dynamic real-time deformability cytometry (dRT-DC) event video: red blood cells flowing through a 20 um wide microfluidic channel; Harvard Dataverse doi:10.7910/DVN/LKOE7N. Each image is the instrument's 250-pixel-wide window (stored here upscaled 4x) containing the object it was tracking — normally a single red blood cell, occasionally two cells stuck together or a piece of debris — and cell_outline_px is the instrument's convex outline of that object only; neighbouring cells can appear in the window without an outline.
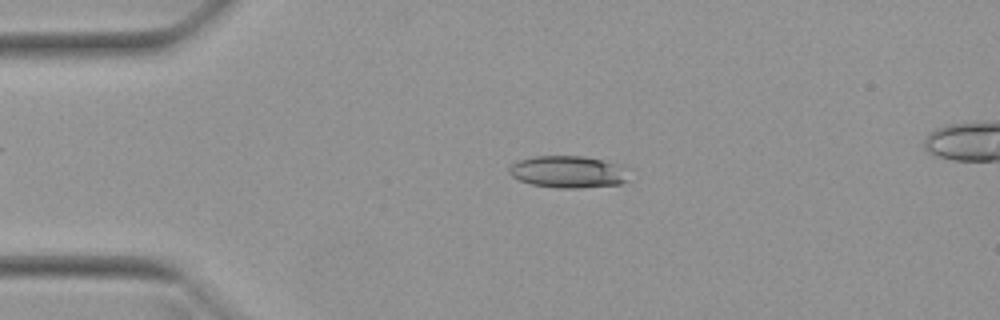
{"species": "Egyptian fruit bat (a non-hibernating species)", "species_latin": "Rousettus aegyptiacus", "temperature_condition": "warm", "stored_images_in_passage": 50, "camera_frame_rate_fps": 3000, "um_per_image_px": 0.085, "animal": {"sex": "female"}, "frame": {"image": 1, "passage_image": 10, "time_ms": 3.0, "image_size_px": [1000, 320], "cell_outline_px": [[632, 168], [628, 180], [620, 184], [580, 188], [556, 188], [532, 184], [520, 180], [512, 176], [508, 172], [508, 168], [516, 160], [536, 156], [584, 156], [624, 164]], "centroid_in_image_um": [48.39, 14.59], "position_along_channel_um": 36.6, "area_um2": 23.0}}
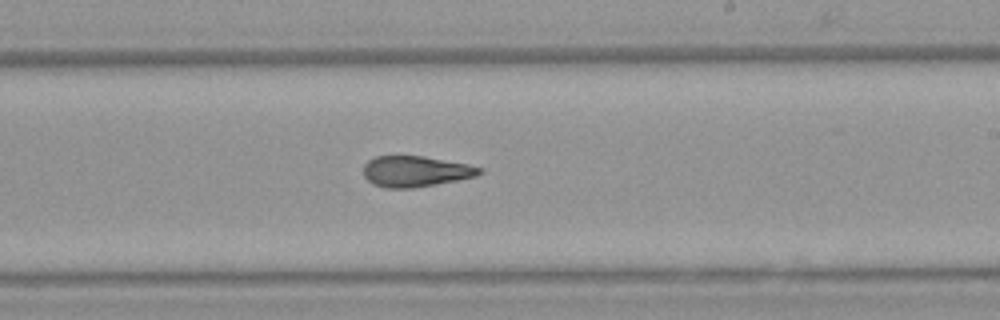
{"frame": {"image": 2, "passage_image": 29, "time_ms": 9.333, "image_size_px": [1000, 320], "cell_outline_px": [[484, 172], [476, 176], [436, 184], [412, 188], [384, 188], [372, 184], [364, 176], [364, 164], [368, 160], [376, 156], [424, 156], [468, 164], [484, 168]], "centroid_in_image_um": [35.33, 14.56], "position_along_channel_um": 253.7, "area_um2": 20.92}}
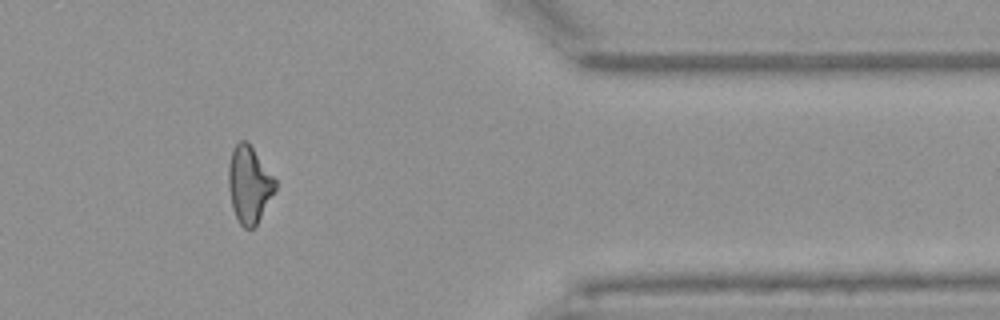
{"frame": {"image": 3, "passage_image": 41, "time_ms": 13.333, "image_size_px": [1000, 320], "cell_outline_px": [[276, 188], [256, 224], [252, 228], [244, 228], [240, 224], [232, 208], [228, 184], [228, 164], [232, 148], [240, 140], [244, 140], [252, 148], [276, 180]], "centroid_in_image_um": [21.14, 15.67], "position_along_channel_um": 390.3, "area_um2": 20.52}}